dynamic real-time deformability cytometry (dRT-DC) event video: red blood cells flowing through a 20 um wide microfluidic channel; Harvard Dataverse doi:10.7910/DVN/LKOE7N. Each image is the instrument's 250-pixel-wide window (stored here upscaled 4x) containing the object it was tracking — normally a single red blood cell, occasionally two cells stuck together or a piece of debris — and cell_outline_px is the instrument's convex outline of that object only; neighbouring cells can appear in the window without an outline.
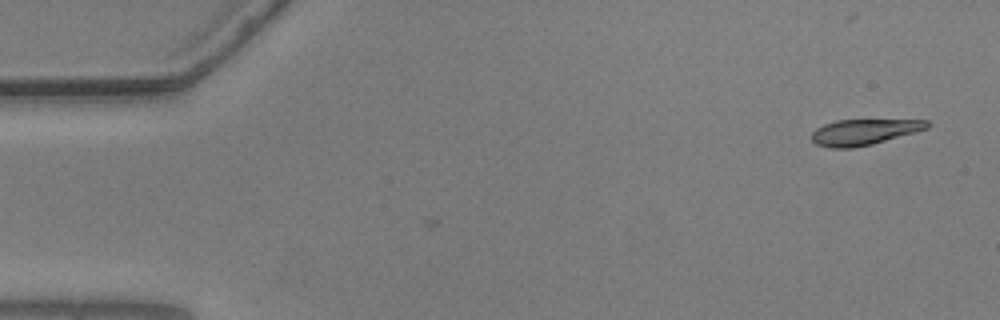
{"species": "common noctule bat (a hibernating species)", "species_latin": "Nyctalus noctula", "temperature_condition": "warm", "stored_images_in_passage": 41, "camera_frame_rate_fps": 3000, "um_per_image_px": 0.085, "animal": {"sex": "male", "body_mass_g": 20.5, "forearm_length_mm": 52.5}, "frame": {"image": 1, "passage_image": 1, "time_ms": 0.0, "image_size_px": [1000, 320], "cell_outline_px": [[932, 124], [928, 128], [872, 144], [852, 148], [828, 148], [816, 144], [812, 140], [812, 132], [816, 128], [824, 124], [836, 120], [928, 120]], "centroid_in_image_um": [73.42, 11.22], "position_along_channel_um": 11.6, "area_um2": 17.28}}
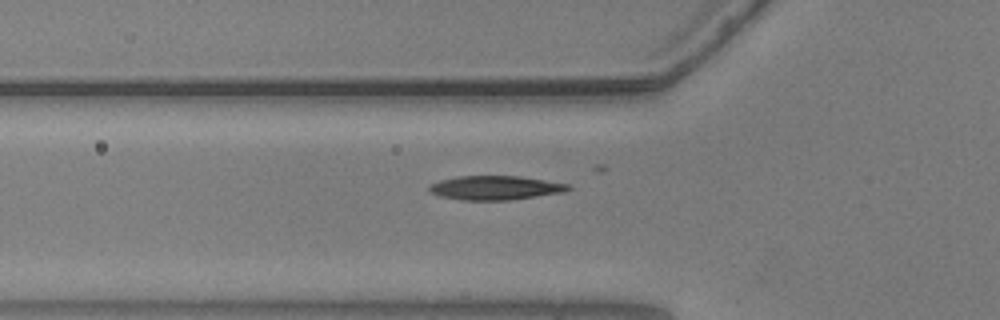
{"frame": {"image": 2, "passage_image": 17, "time_ms": 5.333, "image_size_px": [1000, 320], "cell_outline_px": [[572, 188], [564, 192], [512, 200], [460, 200], [440, 196], [428, 192], [428, 188], [432, 184], [440, 180], [456, 176], [520, 176], [568, 184]], "centroid_in_image_um": [42.08, 15.97], "position_along_channel_um": 83.7, "area_um2": 19.54}}
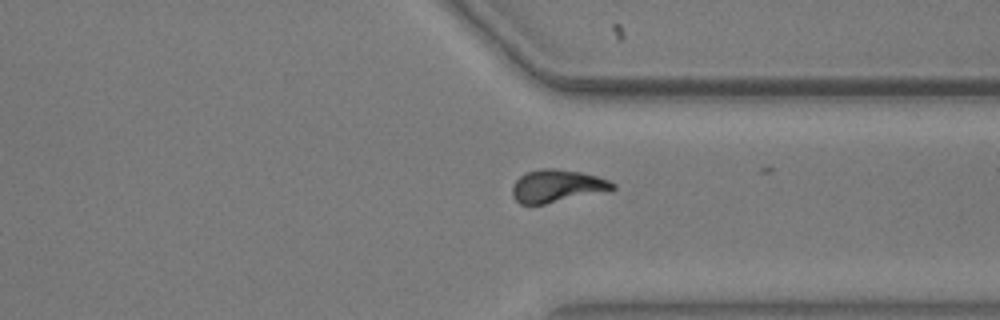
{"frame": {"image": 3, "passage_image": 40, "time_ms": 13.0, "image_size_px": [1000, 320], "cell_outline_px": [[616, 188], [608, 192], [544, 204], [520, 204], [512, 196], [512, 184], [520, 176], [528, 172], [540, 168], [556, 168], [580, 172], [596, 176], [608, 180], [616, 184]], "centroid_in_image_um": [47.37, 15.82], "position_along_channel_um": 364.0, "area_um2": 19.31}}